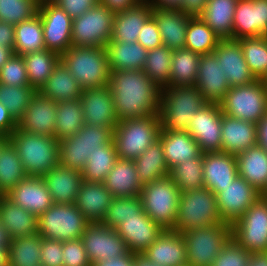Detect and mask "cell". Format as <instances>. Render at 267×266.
Instances as JSON below:
<instances>
[{
	"instance_id": "cell-1",
	"label": "cell",
	"mask_w": 267,
	"mask_h": 266,
	"mask_svg": "<svg viewBox=\"0 0 267 266\" xmlns=\"http://www.w3.org/2000/svg\"><path fill=\"white\" fill-rule=\"evenodd\" d=\"M109 86L119 122L159 114L161 89L143 70H112Z\"/></svg>"
},
{
	"instance_id": "cell-2",
	"label": "cell",
	"mask_w": 267,
	"mask_h": 266,
	"mask_svg": "<svg viewBox=\"0 0 267 266\" xmlns=\"http://www.w3.org/2000/svg\"><path fill=\"white\" fill-rule=\"evenodd\" d=\"M8 139L16 149L27 176L42 177L59 164V141L54 136L16 128Z\"/></svg>"
},
{
	"instance_id": "cell-3",
	"label": "cell",
	"mask_w": 267,
	"mask_h": 266,
	"mask_svg": "<svg viewBox=\"0 0 267 266\" xmlns=\"http://www.w3.org/2000/svg\"><path fill=\"white\" fill-rule=\"evenodd\" d=\"M207 103L195 86H168L161 89V129L187 131L193 116Z\"/></svg>"
},
{
	"instance_id": "cell-4",
	"label": "cell",
	"mask_w": 267,
	"mask_h": 266,
	"mask_svg": "<svg viewBox=\"0 0 267 266\" xmlns=\"http://www.w3.org/2000/svg\"><path fill=\"white\" fill-rule=\"evenodd\" d=\"M60 60L82 89L109 85L111 70L105 47L71 46Z\"/></svg>"
},
{
	"instance_id": "cell-5",
	"label": "cell",
	"mask_w": 267,
	"mask_h": 266,
	"mask_svg": "<svg viewBox=\"0 0 267 266\" xmlns=\"http://www.w3.org/2000/svg\"><path fill=\"white\" fill-rule=\"evenodd\" d=\"M159 114L120 121L113 130L118 158L134 160L159 140Z\"/></svg>"
},
{
	"instance_id": "cell-6",
	"label": "cell",
	"mask_w": 267,
	"mask_h": 266,
	"mask_svg": "<svg viewBox=\"0 0 267 266\" xmlns=\"http://www.w3.org/2000/svg\"><path fill=\"white\" fill-rule=\"evenodd\" d=\"M181 192L166 176L142 186L140 199L146 215L164 230H173Z\"/></svg>"
},
{
	"instance_id": "cell-7",
	"label": "cell",
	"mask_w": 267,
	"mask_h": 266,
	"mask_svg": "<svg viewBox=\"0 0 267 266\" xmlns=\"http://www.w3.org/2000/svg\"><path fill=\"white\" fill-rule=\"evenodd\" d=\"M221 222L216 195L211 190L202 188L180 194L173 231L182 233Z\"/></svg>"
},
{
	"instance_id": "cell-8",
	"label": "cell",
	"mask_w": 267,
	"mask_h": 266,
	"mask_svg": "<svg viewBox=\"0 0 267 266\" xmlns=\"http://www.w3.org/2000/svg\"><path fill=\"white\" fill-rule=\"evenodd\" d=\"M113 130L84 124L77 134L59 140V164L82 171L88 156L113 140Z\"/></svg>"
},
{
	"instance_id": "cell-9",
	"label": "cell",
	"mask_w": 267,
	"mask_h": 266,
	"mask_svg": "<svg viewBox=\"0 0 267 266\" xmlns=\"http://www.w3.org/2000/svg\"><path fill=\"white\" fill-rule=\"evenodd\" d=\"M186 245L187 263L211 266L231 238V225L221 222L181 233Z\"/></svg>"
},
{
	"instance_id": "cell-10",
	"label": "cell",
	"mask_w": 267,
	"mask_h": 266,
	"mask_svg": "<svg viewBox=\"0 0 267 266\" xmlns=\"http://www.w3.org/2000/svg\"><path fill=\"white\" fill-rule=\"evenodd\" d=\"M91 222L75 204L54 203L38 217V233L42 238L69 241L81 238Z\"/></svg>"
},
{
	"instance_id": "cell-11",
	"label": "cell",
	"mask_w": 267,
	"mask_h": 266,
	"mask_svg": "<svg viewBox=\"0 0 267 266\" xmlns=\"http://www.w3.org/2000/svg\"><path fill=\"white\" fill-rule=\"evenodd\" d=\"M219 104L229 117L258 123L267 112V87L262 80L230 87Z\"/></svg>"
},
{
	"instance_id": "cell-12",
	"label": "cell",
	"mask_w": 267,
	"mask_h": 266,
	"mask_svg": "<svg viewBox=\"0 0 267 266\" xmlns=\"http://www.w3.org/2000/svg\"><path fill=\"white\" fill-rule=\"evenodd\" d=\"M115 13L97 3L73 19L72 46L105 47L111 40Z\"/></svg>"
},
{
	"instance_id": "cell-13",
	"label": "cell",
	"mask_w": 267,
	"mask_h": 266,
	"mask_svg": "<svg viewBox=\"0 0 267 266\" xmlns=\"http://www.w3.org/2000/svg\"><path fill=\"white\" fill-rule=\"evenodd\" d=\"M231 238L250 253L267 252V199L258 198L231 225Z\"/></svg>"
},
{
	"instance_id": "cell-14",
	"label": "cell",
	"mask_w": 267,
	"mask_h": 266,
	"mask_svg": "<svg viewBox=\"0 0 267 266\" xmlns=\"http://www.w3.org/2000/svg\"><path fill=\"white\" fill-rule=\"evenodd\" d=\"M41 17L45 48L60 56L72 46L73 19L54 2L38 7Z\"/></svg>"
},
{
	"instance_id": "cell-15",
	"label": "cell",
	"mask_w": 267,
	"mask_h": 266,
	"mask_svg": "<svg viewBox=\"0 0 267 266\" xmlns=\"http://www.w3.org/2000/svg\"><path fill=\"white\" fill-rule=\"evenodd\" d=\"M222 117L219 103H207L191 119L187 132L196 140L202 153L221 152Z\"/></svg>"
},
{
	"instance_id": "cell-16",
	"label": "cell",
	"mask_w": 267,
	"mask_h": 266,
	"mask_svg": "<svg viewBox=\"0 0 267 266\" xmlns=\"http://www.w3.org/2000/svg\"><path fill=\"white\" fill-rule=\"evenodd\" d=\"M261 197L245 179L237 176L233 182L216 195L217 207L222 222L232 225Z\"/></svg>"
},
{
	"instance_id": "cell-17",
	"label": "cell",
	"mask_w": 267,
	"mask_h": 266,
	"mask_svg": "<svg viewBox=\"0 0 267 266\" xmlns=\"http://www.w3.org/2000/svg\"><path fill=\"white\" fill-rule=\"evenodd\" d=\"M81 239L91 264L110 257L126 255L129 252L125 241L117 231L102 223H90Z\"/></svg>"
},
{
	"instance_id": "cell-18",
	"label": "cell",
	"mask_w": 267,
	"mask_h": 266,
	"mask_svg": "<svg viewBox=\"0 0 267 266\" xmlns=\"http://www.w3.org/2000/svg\"><path fill=\"white\" fill-rule=\"evenodd\" d=\"M80 101L85 124L114 129L119 123L109 85L83 89Z\"/></svg>"
},
{
	"instance_id": "cell-19",
	"label": "cell",
	"mask_w": 267,
	"mask_h": 266,
	"mask_svg": "<svg viewBox=\"0 0 267 266\" xmlns=\"http://www.w3.org/2000/svg\"><path fill=\"white\" fill-rule=\"evenodd\" d=\"M267 36V0H237L231 39Z\"/></svg>"
},
{
	"instance_id": "cell-20",
	"label": "cell",
	"mask_w": 267,
	"mask_h": 266,
	"mask_svg": "<svg viewBox=\"0 0 267 266\" xmlns=\"http://www.w3.org/2000/svg\"><path fill=\"white\" fill-rule=\"evenodd\" d=\"M212 53L224 71L230 87L252 84L257 80L249 70L238 40L221 39Z\"/></svg>"
},
{
	"instance_id": "cell-21",
	"label": "cell",
	"mask_w": 267,
	"mask_h": 266,
	"mask_svg": "<svg viewBox=\"0 0 267 266\" xmlns=\"http://www.w3.org/2000/svg\"><path fill=\"white\" fill-rule=\"evenodd\" d=\"M194 86L208 103H220L229 91L226 75L213 53L201 55Z\"/></svg>"
},
{
	"instance_id": "cell-22",
	"label": "cell",
	"mask_w": 267,
	"mask_h": 266,
	"mask_svg": "<svg viewBox=\"0 0 267 266\" xmlns=\"http://www.w3.org/2000/svg\"><path fill=\"white\" fill-rule=\"evenodd\" d=\"M131 253L142 254L164 231L146 214H136L124 219L116 229Z\"/></svg>"
},
{
	"instance_id": "cell-23",
	"label": "cell",
	"mask_w": 267,
	"mask_h": 266,
	"mask_svg": "<svg viewBox=\"0 0 267 266\" xmlns=\"http://www.w3.org/2000/svg\"><path fill=\"white\" fill-rule=\"evenodd\" d=\"M57 114V103L38 92L27 106L17 128L28 133L54 136Z\"/></svg>"
},
{
	"instance_id": "cell-24",
	"label": "cell",
	"mask_w": 267,
	"mask_h": 266,
	"mask_svg": "<svg viewBox=\"0 0 267 266\" xmlns=\"http://www.w3.org/2000/svg\"><path fill=\"white\" fill-rule=\"evenodd\" d=\"M5 196L37 217L54 204L42 177L27 176Z\"/></svg>"
},
{
	"instance_id": "cell-25",
	"label": "cell",
	"mask_w": 267,
	"mask_h": 266,
	"mask_svg": "<svg viewBox=\"0 0 267 266\" xmlns=\"http://www.w3.org/2000/svg\"><path fill=\"white\" fill-rule=\"evenodd\" d=\"M237 176L236 155L224 152L203 153L204 188L217 195Z\"/></svg>"
},
{
	"instance_id": "cell-26",
	"label": "cell",
	"mask_w": 267,
	"mask_h": 266,
	"mask_svg": "<svg viewBox=\"0 0 267 266\" xmlns=\"http://www.w3.org/2000/svg\"><path fill=\"white\" fill-rule=\"evenodd\" d=\"M159 266H178L187 263L186 245L180 232L164 230L142 253Z\"/></svg>"
},
{
	"instance_id": "cell-27",
	"label": "cell",
	"mask_w": 267,
	"mask_h": 266,
	"mask_svg": "<svg viewBox=\"0 0 267 266\" xmlns=\"http://www.w3.org/2000/svg\"><path fill=\"white\" fill-rule=\"evenodd\" d=\"M221 152L237 155L257 145V123L223 114Z\"/></svg>"
},
{
	"instance_id": "cell-28",
	"label": "cell",
	"mask_w": 267,
	"mask_h": 266,
	"mask_svg": "<svg viewBox=\"0 0 267 266\" xmlns=\"http://www.w3.org/2000/svg\"><path fill=\"white\" fill-rule=\"evenodd\" d=\"M45 185L56 204H75L83 181L82 171L58 164L42 176Z\"/></svg>"
},
{
	"instance_id": "cell-29",
	"label": "cell",
	"mask_w": 267,
	"mask_h": 266,
	"mask_svg": "<svg viewBox=\"0 0 267 266\" xmlns=\"http://www.w3.org/2000/svg\"><path fill=\"white\" fill-rule=\"evenodd\" d=\"M113 195L103 182L82 181L75 206L91 222L101 223L106 216Z\"/></svg>"
},
{
	"instance_id": "cell-30",
	"label": "cell",
	"mask_w": 267,
	"mask_h": 266,
	"mask_svg": "<svg viewBox=\"0 0 267 266\" xmlns=\"http://www.w3.org/2000/svg\"><path fill=\"white\" fill-rule=\"evenodd\" d=\"M152 17L157 22L164 46L172 51L184 48L186 29L191 15L182 10L152 7Z\"/></svg>"
},
{
	"instance_id": "cell-31",
	"label": "cell",
	"mask_w": 267,
	"mask_h": 266,
	"mask_svg": "<svg viewBox=\"0 0 267 266\" xmlns=\"http://www.w3.org/2000/svg\"><path fill=\"white\" fill-rule=\"evenodd\" d=\"M159 140L163 145L168 168L193 158H203L196 140L187 131L161 129Z\"/></svg>"
},
{
	"instance_id": "cell-32",
	"label": "cell",
	"mask_w": 267,
	"mask_h": 266,
	"mask_svg": "<svg viewBox=\"0 0 267 266\" xmlns=\"http://www.w3.org/2000/svg\"><path fill=\"white\" fill-rule=\"evenodd\" d=\"M152 17V7L148 0H143L136 7L115 13L112 41L130 44L137 42L139 32Z\"/></svg>"
},
{
	"instance_id": "cell-33",
	"label": "cell",
	"mask_w": 267,
	"mask_h": 266,
	"mask_svg": "<svg viewBox=\"0 0 267 266\" xmlns=\"http://www.w3.org/2000/svg\"><path fill=\"white\" fill-rule=\"evenodd\" d=\"M238 176L261 194L267 188V151L258 144L236 155Z\"/></svg>"
},
{
	"instance_id": "cell-34",
	"label": "cell",
	"mask_w": 267,
	"mask_h": 266,
	"mask_svg": "<svg viewBox=\"0 0 267 266\" xmlns=\"http://www.w3.org/2000/svg\"><path fill=\"white\" fill-rule=\"evenodd\" d=\"M103 183L113 197L139 196L142 190L135 164L128 159L119 158Z\"/></svg>"
},
{
	"instance_id": "cell-35",
	"label": "cell",
	"mask_w": 267,
	"mask_h": 266,
	"mask_svg": "<svg viewBox=\"0 0 267 266\" xmlns=\"http://www.w3.org/2000/svg\"><path fill=\"white\" fill-rule=\"evenodd\" d=\"M0 222L11 239L32 235L38 231V217L3 195L0 198Z\"/></svg>"
},
{
	"instance_id": "cell-36",
	"label": "cell",
	"mask_w": 267,
	"mask_h": 266,
	"mask_svg": "<svg viewBox=\"0 0 267 266\" xmlns=\"http://www.w3.org/2000/svg\"><path fill=\"white\" fill-rule=\"evenodd\" d=\"M83 89L60 60L38 93L56 103L80 99Z\"/></svg>"
},
{
	"instance_id": "cell-37",
	"label": "cell",
	"mask_w": 267,
	"mask_h": 266,
	"mask_svg": "<svg viewBox=\"0 0 267 266\" xmlns=\"http://www.w3.org/2000/svg\"><path fill=\"white\" fill-rule=\"evenodd\" d=\"M110 70H143L147 51L140 43L116 42L110 40L105 46Z\"/></svg>"
},
{
	"instance_id": "cell-38",
	"label": "cell",
	"mask_w": 267,
	"mask_h": 266,
	"mask_svg": "<svg viewBox=\"0 0 267 266\" xmlns=\"http://www.w3.org/2000/svg\"><path fill=\"white\" fill-rule=\"evenodd\" d=\"M236 3L237 0H208L199 17L219 38L231 39Z\"/></svg>"
},
{
	"instance_id": "cell-39",
	"label": "cell",
	"mask_w": 267,
	"mask_h": 266,
	"mask_svg": "<svg viewBox=\"0 0 267 266\" xmlns=\"http://www.w3.org/2000/svg\"><path fill=\"white\" fill-rule=\"evenodd\" d=\"M139 182L148 184L158 179L169 175V168L167 166L163 145L160 140H157L149 146L138 158L133 160Z\"/></svg>"
},
{
	"instance_id": "cell-40",
	"label": "cell",
	"mask_w": 267,
	"mask_h": 266,
	"mask_svg": "<svg viewBox=\"0 0 267 266\" xmlns=\"http://www.w3.org/2000/svg\"><path fill=\"white\" fill-rule=\"evenodd\" d=\"M23 58L29 84L38 92L60 61V55L54 51L42 49L25 54Z\"/></svg>"
},
{
	"instance_id": "cell-41",
	"label": "cell",
	"mask_w": 267,
	"mask_h": 266,
	"mask_svg": "<svg viewBox=\"0 0 267 266\" xmlns=\"http://www.w3.org/2000/svg\"><path fill=\"white\" fill-rule=\"evenodd\" d=\"M201 54L186 48L173 50L169 86H194Z\"/></svg>"
},
{
	"instance_id": "cell-42",
	"label": "cell",
	"mask_w": 267,
	"mask_h": 266,
	"mask_svg": "<svg viewBox=\"0 0 267 266\" xmlns=\"http://www.w3.org/2000/svg\"><path fill=\"white\" fill-rule=\"evenodd\" d=\"M14 54L25 55L45 48L42 21L39 14L15 25Z\"/></svg>"
},
{
	"instance_id": "cell-43",
	"label": "cell",
	"mask_w": 267,
	"mask_h": 266,
	"mask_svg": "<svg viewBox=\"0 0 267 266\" xmlns=\"http://www.w3.org/2000/svg\"><path fill=\"white\" fill-rule=\"evenodd\" d=\"M41 236L39 233L11 240L8 266H41Z\"/></svg>"
},
{
	"instance_id": "cell-44",
	"label": "cell",
	"mask_w": 267,
	"mask_h": 266,
	"mask_svg": "<svg viewBox=\"0 0 267 266\" xmlns=\"http://www.w3.org/2000/svg\"><path fill=\"white\" fill-rule=\"evenodd\" d=\"M83 109L80 99L57 103L54 137L59 141L77 134L84 126Z\"/></svg>"
},
{
	"instance_id": "cell-45",
	"label": "cell",
	"mask_w": 267,
	"mask_h": 266,
	"mask_svg": "<svg viewBox=\"0 0 267 266\" xmlns=\"http://www.w3.org/2000/svg\"><path fill=\"white\" fill-rule=\"evenodd\" d=\"M221 38L199 17H191L186 29L185 46L193 52L210 54Z\"/></svg>"
},
{
	"instance_id": "cell-46",
	"label": "cell",
	"mask_w": 267,
	"mask_h": 266,
	"mask_svg": "<svg viewBox=\"0 0 267 266\" xmlns=\"http://www.w3.org/2000/svg\"><path fill=\"white\" fill-rule=\"evenodd\" d=\"M26 177L17 151L8 141L0 152V192L5 195Z\"/></svg>"
},
{
	"instance_id": "cell-47",
	"label": "cell",
	"mask_w": 267,
	"mask_h": 266,
	"mask_svg": "<svg viewBox=\"0 0 267 266\" xmlns=\"http://www.w3.org/2000/svg\"><path fill=\"white\" fill-rule=\"evenodd\" d=\"M118 159L116 147L112 140L104 149H99L88 156L86 165L82 170V179L86 182H104Z\"/></svg>"
},
{
	"instance_id": "cell-48",
	"label": "cell",
	"mask_w": 267,
	"mask_h": 266,
	"mask_svg": "<svg viewBox=\"0 0 267 266\" xmlns=\"http://www.w3.org/2000/svg\"><path fill=\"white\" fill-rule=\"evenodd\" d=\"M172 55L173 51L164 45L147 51L143 72L160 89L170 84Z\"/></svg>"
},
{
	"instance_id": "cell-49",
	"label": "cell",
	"mask_w": 267,
	"mask_h": 266,
	"mask_svg": "<svg viewBox=\"0 0 267 266\" xmlns=\"http://www.w3.org/2000/svg\"><path fill=\"white\" fill-rule=\"evenodd\" d=\"M168 176L181 193L204 188L203 158H193L176 164L169 169Z\"/></svg>"
},
{
	"instance_id": "cell-50",
	"label": "cell",
	"mask_w": 267,
	"mask_h": 266,
	"mask_svg": "<svg viewBox=\"0 0 267 266\" xmlns=\"http://www.w3.org/2000/svg\"><path fill=\"white\" fill-rule=\"evenodd\" d=\"M241 49L250 72L257 80L267 75V36L240 38Z\"/></svg>"
},
{
	"instance_id": "cell-51",
	"label": "cell",
	"mask_w": 267,
	"mask_h": 266,
	"mask_svg": "<svg viewBox=\"0 0 267 266\" xmlns=\"http://www.w3.org/2000/svg\"><path fill=\"white\" fill-rule=\"evenodd\" d=\"M36 93L30 85L8 86L0 83V103L8 109L17 123Z\"/></svg>"
},
{
	"instance_id": "cell-52",
	"label": "cell",
	"mask_w": 267,
	"mask_h": 266,
	"mask_svg": "<svg viewBox=\"0 0 267 266\" xmlns=\"http://www.w3.org/2000/svg\"><path fill=\"white\" fill-rule=\"evenodd\" d=\"M136 214H146L142 207L140 196L113 197L102 224L106 227L117 229L124 219Z\"/></svg>"
},
{
	"instance_id": "cell-53",
	"label": "cell",
	"mask_w": 267,
	"mask_h": 266,
	"mask_svg": "<svg viewBox=\"0 0 267 266\" xmlns=\"http://www.w3.org/2000/svg\"><path fill=\"white\" fill-rule=\"evenodd\" d=\"M35 0H0V21L17 25L38 14Z\"/></svg>"
},
{
	"instance_id": "cell-54",
	"label": "cell",
	"mask_w": 267,
	"mask_h": 266,
	"mask_svg": "<svg viewBox=\"0 0 267 266\" xmlns=\"http://www.w3.org/2000/svg\"><path fill=\"white\" fill-rule=\"evenodd\" d=\"M0 83L8 86L30 85L22 55L13 54L0 69Z\"/></svg>"
},
{
	"instance_id": "cell-55",
	"label": "cell",
	"mask_w": 267,
	"mask_h": 266,
	"mask_svg": "<svg viewBox=\"0 0 267 266\" xmlns=\"http://www.w3.org/2000/svg\"><path fill=\"white\" fill-rule=\"evenodd\" d=\"M250 256L249 251L230 238L211 266H248Z\"/></svg>"
},
{
	"instance_id": "cell-56",
	"label": "cell",
	"mask_w": 267,
	"mask_h": 266,
	"mask_svg": "<svg viewBox=\"0 0 267 266\" xmlns=\"http://www.w3.org/2000/svg\"><path fill=\"white\" fill-rule=\"evenodd\" d=\"M63 266H91L82 239L63 242Z\"/></svg>"
},
{
	"instance_id": "cell-57",
	"label": "cell",
	"mask_w": 267,
	"mask_h": 266,
	"mask_svg": "<svg viewBox=\"0 0 267 266\" xmlns=\"http://www.w3.org/2000/svg\"><path fill=\"white\" fill-rule=\"evenodd\" d=\"M63 242L41 237V266H63Z\"/></svg>"
},
{
	"instance_id": "cell-58",
	"label": "cell",
	"mask_w": 267,
	"mask_h": 266,
	"mask_svg": "<svg viewBox=\"0 0 267 266\" xmlns=\"http://www.w3.org/2000/svg\"><path fill=\"white\" fill-rule=\"evenodd\" d=\"M137 42L146 50H152L163 45L157 22L153 17L141 28Z\"/></svg>"
},
{
	"instance_id": "cell-59",
	"label": "cell",
	"mask_w": 267,
	"mask_h": 266,
	"mask_svg": "<svg viewBox=\"0 0 267 266\" xmlns=\"http://www.w3.org/2000/svg\"><path fill=\"white\" fill-rule=\"evenodd\" d=\"M54 3L74 19L93 8L98 0H56Z\"/></svg>"
},
{
	"instance_id": "cell-60",
	"label": "cell",
	"mask_w": 267,
	"mask_h": 266,
	"mask_svg": "<svg viewBox=\"0 0 267 266\" xmlns=\"http://www.w3.org/2000/svg\"><path fill=\"white\" fill-rule=\"evenodd\" d=\"M143 0H98V3L104 5L113 13L123 12L136 7Z\"/></svg>"
},
{
	"instance_id": "cell-61",
	"label": "cell",
	"mask_w": 267,
	"mask_h": 266,
	"mask_svg": "<svg viewBox=\"0 0 267 266\" xmlns=\"http://www.w3.org/2000/svg\"><path fill=\"white\" fill-rule=\"evenodd\" d=\"M135 253L128 252L126 255L110 257L109 259L94 262L91 266H134Z\"/></svg>"
},
{
	"instance_id": "cell-62",
	"label": "cell",
	"mask_w": 267,
	"mask_h": 266,
	"mask_svg": "<svg viewBox=\"0 0 267 266\" xmlns=\"http://www.w3.org/2000/svg\"><path fill=\"white\" fill-rule=\"evenodd\" d=\"M17 128V122L13 119L8 109L0 103V134L9 136Z\"/></svg>"
},
{
	"instance_id": "cell-63",
	"label": "cell",
	"mask_w": 267,
	"mask_h": 266,
	"mask_svg": "<svg viewBox=\"0 0 267 266\" xmlns=\"http://www.w3.org/2000/svg\"><path fill=\"white\" fill-rule=\"evenodd\" d=\"M15 26L3 21H0V45L9 47L14 51L15 42Z\"/></svg>"
},
{
	"instance_id": "cell-64",
	"label": "cell",
	"mask_w": 267,
	"mask_h": 266,
	"mask_svg": "<svg viewBox=\"0 0 267 266\" xmlns=\"http://www.w3.org/2000/svg\"><path fill=\"white\" fill-rule=\"evenodd\" d=\"M208 0H182V10L184 13L191 15L192 17L199 16L204 8L207 6Z\"/></svg>"
},
{
	"instance_id": "cell-65",
	"label": "cell",
	"mask_w": 267,
	"mask_h": 266,
	"mask_svg": "<svg viewBox=\"0 0 267 266\" xmlns=\"http://www.w3.org/2000/svg\"><path fill=\"white\" fill-rule=\"evenodd\" d=\"M257 144L267 151V112L257 123Z\"/></svg>"
},
{
	"instance_id": "cell-66",
	"label": "cell",
	"mask_w": 267,
	"mask_h": 266,
	"mask_svg": "<svg viewBox=\"0 0 267 266\" xmlns=\"http://www.w3.org/2000/svg\"><path fill=\"white\" fill-rule=\"evenodd\" d=\"M151 7L159 9H177L182 7V0H148Z\"/></svg>"
},
{
	"instance_id": "cell-67",
	"label": "cell",
	"mask_w": 267,
	"mask_h": 266,
	"mask_svg": "<svg viewBox=\"0 0 267 266\" xmlns=\"http://www.w3.org/2000/svg\"><path fill=\"white\" fill-rule=\"evenodd\" d=\"M248 266H267V252H252Z\"/></svg>"
},
{
	"instance_id": "cell-68",
	"label": "cell",
	"mask_w": 267,
	"mask_h": 266,
	"mask_svg": "<svg viewBox=\"0 0 267 266\" xmlns=\"http://www.w3.org/2000/svg\"><path fill=\"white\" fill-rule=\"evenodd\" d=\"M11 238L7 232V229L0 222V248H8L11 244Z\"/></svg>"
},
{
	"instance_id": "cell-69",
	"label": "cell",
	"mask_w": 267,
	"mask_h": 266,
	"mask_svg": "<svg viewBox=\"0 0 267 266\" xmlns=\"http://www.w3.org/2000/svg\"><path fill=\"white\" fill-rule=\"evenodd\" d=\"M14 51L9 47L0 45V69L12 57Z\"/></svg>"
},
{
	"instance_id": "cell-70",
	"label": "cell",
	"mask_w": 267,
	"mask_h": 266,
	"mask_svg": "<svg viewBox=\"0 0 267 266\" xmlns=\"http://www.w3.org/2000/svg\"><path fill=\"white\" fill-rule=\"evenodd\" d=\"M134 266H159V265L152 263L142 254H135Z\"/></svg>"
},
{
	"instance_id": "cell-71",
	"label": "cell",
	"mask_w": 267,
	"mask_h": 266,
	"mask_svg": "<svg viewBox=\"0 0 267 266\" xmlns=\"http://www.w3.org/2000/svg\"><path fill=\"white\" fill-rule=\"evenodd\" d=\"M0 266H8V248H0Z\"/></svg>"
},
{
	"instance_id": "cell-72",
	"label": "cell",
	"mask_w": 267,
	"mask_h": 266,
	"mask_svg": "<svg viewBox=\"0 0 267 266\" xmlns=\"http://www.w3.org/2000/svg\"><path fill=\"white\" fill-rule=\"evenodd\" d=\"M9 141L8 136L0 134V152L2 147Z\"/></svg>"
},
{
	"instance_id": "cell-73",
	"label": "cell",
	"mask_w": 267,
	"mask_h": 266,
	"mask_svg": "<svg viewBox=\"0 0 267 266\" xmlns=\"http://www.w3.org/2000/svg\"><path fill=\"white\" fill-rule=\"evenodd\" d=\"M56 0H35V2L38 4V5H41V4H45V3H52V2H55Z\"/></svg>"
},
{
	"instance_id": "cell-74",
	"label": "cell",
	"mask_w": 267,
	"mask_h": 266,
	"mask_svg": "<svg viewBox=\"0 0 267 266\" xmlns=\"http://www.w3.org/2000/svg\"><path fill=\"white\" fill-rule=\"evenodd\" d=\"M261 196L265 199H267V188L264 190V192L261 194Z\"/></svg>"
},
{
	"instance_id": "cell-75",
	"label": "cell",
	"mask_w": 267,
	"mask_h": 266,
	"mask_svg": "<svg viewBox=\"0 0 267 266\" xmlns=\"http://www.w3.org/2000/svg\"><path fill=\"white\" fill-rule=\"evenodd\" d=\"M263 83H264V85L267 87V75L263 78Z\"/></svg>"
},
{
	"instance_id": "cell-76",
	"label": "cell",
	"mask_w": 267,
	"mask_h": 266,
	"mask_svg": "<svg viewBox=\"0 0 267 266\" xmlns=\"http://www.w3.org/2000/svg\"><path fill=\"white\" fill-rule=\"evenodd\" d=\"M178 266H194L193 264L185 263L183 265H178Z\"/></svg>"
}]
</instances>
